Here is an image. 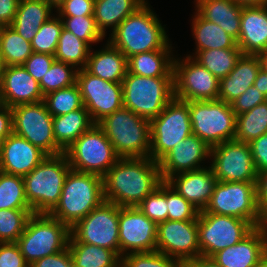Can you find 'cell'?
Masks as SVG:
<instances>
[{
  "instance_id": "obj_49",
  "label": "cell",
  "mask_w": 267,
  "mask_h": 267,
  "mask_svg": "<svg viewBox=\"0 0 267 267\" xmlns=\"http://www.w3.org/2000/svg\"><path fill=\"white\" fill-rule=\"evenodd\" d=\"M267 100L259 90L255 89L254 85H251L245 93L240 95L235 101L231 103L232 110L235 115H240L253 109L258 104H261Z\"/></svg>"
},
{
  "instance_id": "obj_23",
  "label": "cell",
  "mask_w": 267,
  "mask_h": 267,
  "mask_svg": "<svg viewBox=\"0 0 267 267\" xmlns=\"http://www.w3.org/2000/svg\"><path fill=\"white\" fill-rule=\"evenodd\" d=\"M0 93L4 105L11 108L44 100L39 83L22 65L3 67L0 75Z\"/></svg>"
},
{
  "instance_id": "obj_45",
  "label": "cell",
  "mask_w": 267,
  "mask_h": 267,
  "mask_svg": "<svg viewBox=\"0 0 267 267\" xmlns=\"http://www.w3.org/2000/svg\"><path fill=\"white\" fill-rule=\"evenodd\" d=\"M140 211L155 224L167 220V183L163 181L151 194L137 205Z\"/></svg>"
},
{
  "instance_id": "obj_50",
  "label": "cell",
  "mask_w": 267,
  "mask_h": 267,
  "mask_svg": "<svg viewBox=\"0 0 267 267\" xmlns=\"http://www.w3.org/2000/svg\"><path fill=\"white\" fill-rule=\"evenodd\" d=\"M95 0H64L57 8L58 16L94 15Z\"/></svg>"
},
{
  "instance_id": "obj_24",
  "label": "cell",
  "mask_w": 267,
  "mask_h": 267,
  "mask_svg": "<svg viewBox=\"0 0 267 267\" xmlns=\"http://www.w3.org/2000/svg\"><path fill=\"white\" fill-rule=\"evenodd\" d=\"M218 182L210 166L175 174L166 180L178 194L192 203L199 211L208 205Z\"/></svg>"
},
{
  "instance_id": "obj_21",
  "label": "cell",
  "mask_w": 267,
  "mask_h": 267,
  "mask_svg": "<svg viewBox=\"0 0 267 267\" xmlns=\"http://www.w3.org/2000/svg\"><path fill=\"white\" fill-rule=\"evenodd\" d=\"M48 155L27 139L12 133L0 144L1 172L25 176Z\"/></svg>"
},
{
  "instance_id": "obj_56",
  "label": "cell",
  "mask_w": 267,
  "mask_h": 267,
  "mask_svg": "<svg viewBox=\"0 0 267 267\" xmlns=\"http://www.w3.org/2000/svg\"><path fill=\"white\" fill-rule=\"evenodd\" d=\"M13 133L12 108L5 106L0 111V144Z\"/></svg>"
},
{
  "instance_id": "obj_43",
  "label": "cell",
  "mask_w": 267,
  "mask_h": 267,
  "mask_svg": "<svg viewBox=\"0 0 267 267\" xmlns=\"http://www.w3.org/2000/svg\"><path fill=\"white\" fill-rule=\"evenodd\" d=\"M62 29V19L57 14L53 15L41 25L33 37V52L54 55Z\"/></svg>"
},
{
  "instance_id": "obj_33",
  "label": "cell",
  "mask_w": 267,
  "mask_h": 267,
  "mask_svg": "<svg viewBox=\"0 0 267 267\" xmlns=\"http://www.w3.org/2000/svg\"><path fill=\"white\" fill-rule=\"evenodd\" d=\"M94 124L84 106L68 114L55 116L53 117L55 143L65 152L75 140Z\"/></svg>"
},
{
  "instance_id": "obj_41",
  "label": "cell",
  "mask_w": 267,
  "mask_h": 267,
  "mask_svg": "<svg viewBox=\"0 0 267 267\" xmlns=\"http://www.w3.org/2000/svg\"><path fill=\"white\" fill-rule=\"evenodd\" d=\"M77 72L78 70L74 66L55 60L39 82L43 96L74 85L77 81Z\"/></svg>"
},
{
  "instance_id": "obj_6",
  "label": "cell",
  "mask_w": 267,
  "mask_h": 267,
  "mask_svg": "<svg viewBox=\"0 0 267 267\" xmlns=\"http://www.w3.org/2000/svg\"><path fill=\"white\" fill-rule=\"evenodd\" d=\"M71 228L49 214H32L24 232L15 242L25 262H33L56 254L68 247Z\"/></svg>"
},
{
  "instance_id": "obj_58",
  "label": "cell",
  "mask_w": 267,
  "mask_h": 267,
  "mask_svg": "<svg viewBox=\"0 0 267 267\" xmlns=\"http://www.w3.org/2000/svg\"><path fill=\"white\" fill-rule=\"evenodd\" d=\"M254 86L255 89L267 97V71L263 68L259 70L257 78L254 81Z\"/></svg>"
},
{
  "instance_id": "obj_29",
  "label": "cell",
  "mask_w": 267,
  "mask_h": 267,
  "mask_svg": "<svg viewBox=\"0 0 267 267\" xmlns=\"http://www.w3.org/2000/svg\"><path fill=\"white\" fill-rule=\"evenodd\" d=\"M55 12L45 0H20L10 26L25 40L31 42L37 30L55 15Z\"/></svg>"
},
{
  "instance_id": "obj_19",
  "label": "cell",
  "mask_w": 267,
  "mask_h": 267,
  "mask_svg": "<svg viewBox=\"0 0 267 267\" xmlns=\"http://www.w3.org/2000/svg\"><path fill=\"white\" fill-rule=\"evenodd\" d=\"M156 250L181 263L200 256L197 220H166L157 225Z\"/></svg>"
},
{
  "instance_id": "obj_53",
  "label": "cell",
  "mask_w": 267,
  "mask_h": 267,
  "mask_svg": "<svg viewBox=\"0 0 267 267\" xmlns=\"http://www.w3.org/2000/svg\"><path fill=\"white\" fill-rule=\"evenodd\" d=\"M72 263L70 249L67 247L63 251L33 262L29 267H71Z\"/></svg>"
},
{
  "instance_id": "obj_8",
  "label": "cell",
  "mask_w": 267,
  "mask_h": 267,
  "mask_svg": "<svg viewBox=\"0 0 267 267\" xmlns=\"http://www.w3.org/2000/svg\"><path fill=\"white\" fill-rule=\"evenodd\" d=\"M192 133L210 148L234 140L236 115L231 104L223 100L189 101Z\"/></svg>"
},
{
  "instance_id": "obj_30",
  "label": "cell",
  "mask_w": 267,
  "mask_h": 267,
  "mask_svg": "<svg viewBox=\"0 0 267 267\" xmlns=\"http://www.w3.org/2000/svg\"><path fill=\"white\" fill-rule=\"evenodd\" d=\"M175 50H153L127 59L128 72L144 77L173 78Z\"/></svg>"
},
{
  "instance_id": "obj_28",
  "label": "cell",
  "mask_w": 267,
  "mask_h": 267,
  "mask_svg": "<svg viewBox=\"0 0 267 267\" xmlns=\"http://www.w3.org/2000/svg\"><path fill=\"white\" fill-rule=\"evenodd\" d=\"M193 10L203 19L220 25L238 41L240 34L242 5L234 0H193Z\"/></svg>"
},
{
  "instance_id": "obj_10",
  "label": "cell",
  "mask_w": 267,
  "mask_h": 267,
  "mask_svg": "<svg viewBox=\"0 0 267 267\" xmlns=\"http://www.w3.org/2000/svg\"><path fill=\"white\" fill-rule=\"evenodd\" d=\"M204 211L246 220L254 228L267 224L258 208L256 182L218 181Z\"/></svg>"
},
{
  "instance_id": "obj_16",
  "label": "cell",
  "mask_w": 267,
  "mask_h": 267,
  "mask_svg": "<svg viewBox=\"0 0 267 267\" xmlns=\"http://www.w3.org/2000/svg\"><path fill=\"white\" fill-rule=\"evenodd\" d=\"M209 166L218 181L257 182L249 143L234 139L212 147Z\"/></svg>"
},
{
  "instance_id": "obj_9",
  "label": "cell",
  "mask_w": 267,
  "mask_h": 267,
  "mask_svg": "<svg viewBox=\"0 0 267 267\" xmlns=\"http://www.w3.org/2000/svg\"><path fill=\"white\" fill-rule=\"evenodd\" d=\"M64 153L71 169L102 178L120 159L98 124L85 131Z\"/></svg>"
},
{
  "instance_id": "obj_64",
  "label": "cell",
  "mask_w": 267,
  "mask_h": 267,
  "mask_svg": "<svg viewBox=\"0 0 267 267\" xmlns=\"http://www.w3.org/2000/svg\"><path fill=\"white\" fill-rule=\"evenodd\" d=\"M2 69H3V66H2L1 59H0V75H1Z\"/></svg>"
},
{
  "instance_id": "obj_36",
  "label": "cell",
  "mask_w": 267,
  "mask_h": 267,
  "mask_svg": "<svg viewBox=\"0 0 267 267\" xmlns=\"http://www.w3.org/2000/svg\"><path fill=\"white\" fill-rule=\"evenodd\" d=\"M32 53L31 42L11 26L0 27V59L3 67L23 65Z\"/></svg>"
},
{
  "instance_id": "obj_22",
  "label": "cell",
  "mask_w": 267,
  "mask_h": 267,
  "mask_svg": "<svg viewBox=\"0 0 267 267\" xmlns=\"http://www.w3.org/2000/svg\"><path fill=\"white\" fill-rule=\"evenodd\" d=\"M267 254V224L255 227L240 242L218 251L212 259L221 267H254Z\"/></svg>"
},
{
  "instance_id": "obj_48",
  "label": "cell",
  "mask_w": 267,
  "mask_h": 267,
  "mask_svg": "<svg viewBox=\"0 0 267 267\" xmlns=\"http://www.w3.org/2000/svg\"><path fill=\"white\" fill-rule=\"evenodd\" d=\"M55 60L54 55L33 52L22 66L39 83Z\"/></svg>"
},
{
  "instance_id": "obj_1",
  "label": "cell",
  "mask_w": 267,
  "mask_h": 267,
  "mask_svg": "<svg viewBox=\"0 0 267 267\" xmlns=\"http://www.w3.org/2000/svg\"><path fill=\"white\" fill-rule=\"evenodd\" d=\"M162 182L159 162L150 157L120 158L103 177L104 199L119 207L137 206Z\"/></svg>"
},
{
  "instance_id": "obj_42",
  "label": "cell",
  "mask_w": 267,
  "mask_h": 267,
  "mask_svg": "<svg viewBox=\"0 0 267 267\" xmlns=\"http://www.w3.org/2000/svg\"><path fill=\"white\" fill-rule=\"evenodd\" d=\"M32 214L31 209H0V243L16 242Z\"/></svg>"
},
{
  "instance_id": "obj_40",
  "label": "cell",
  "mask_w": 267,
  "mask_h": 267,
  "mask_svg": "<svg viewBox=\"0 0 267 267\" xmlns=\"http://www.w3.org/2000/svg\"><path fill=\"white\" fill-rule=\"evenodd\" d=\"M43 101L48 112L53 117L68 114L83 107L81 92L77 83L70 87L47 93Z\"/></svg>"
},
{
  "instance_id": "obj_38",
  "label": "cell",
  "mask_w": 267,
  "mask_h": 267,
  "mask_svg": "<svg viewBox=\"0 0 267 267\" xmlns=\"http://www.w3.org/2000/svg\"><path fill=\"white\" fill-rule=\"evenodd\" d=\"M267 133V100L253 109L236 115L235 140L250 143Z\"/></svg>"
},
{
  "instance_id": "obj_26",
  "label": "cell",
  "mask_w": 267,
  "mask_h": 267,
  "mask_svg": "<svg viewBox=\"0 0 267 267\" xmlns=\"http://www.w3.org/2000/svg\"><path fill=\"white\" fill-rule=\"evenodd\" d=\"M261 68L258 55H241L229 75L219 80L218 99L231 104L254 85Z\"/></svg>"
},
{
  "instance_id": "obj_14",
  "label": "cell",
  "mask_w": 267,
  "mask_h": 267,
  "mask_svg": "<svg viewBox=\"0 0 267 267\" xmlns=\"http://www.w3.org/2000/svg\"><path fill=\"white\" fill-rule=\"evenodd\" d=\"M13 133L27 139L47 155L64 151L55 143L53 116L44 101L12 107Z\"/></svg>"
},
{
  "instance_id": "obj_59",
  "label": "cell",
  "mask_w": 267,
  "mask_h": 267,
  "mask_svg": "<svg viewBox=\"0 0 267 267\" xmlns=\"http://www.w3.org/2000/svg\"><path fill=\"white\" fill-rule=\"evenodd\" d=\"M234 1L242 6L267 5V0H234Z\"/></svg>"
},
{
  "instance_id": "obj_46",
  "label": "cell",
  "mask_w": 267,
  "mask_h": 267,
  "mask_svg": "<svg viewBox=\"0 0 267 267\" xmlns=\"http://www.w3.org/2000/svg\"><path fill=\"white\" fill-rule=\"evenodd\" d=\"M124 267H182V263L159 251L129 253L121 257Z\"/></svg>"
},
{
  "instance_id": "obj_39",
  "label": "cell",
  "mask_w": 267,
  "mask_h": 267,
  "mask_svg": "<svg viewBox=\"0 0 267 267\" xmlns=\"http://www.w3.org/2000/svg\"><path fill=\"white\" fill-rule=\"evenodd\" d=\"M0 209H31L22 176L0 171Z\"/></svg>"
},
{
  "instance_id": "obj_55",
  "label": "cell",
  "mask_w": 267,
  "mask_h": 267,
  "mask_svg": "<svg viewBox=\"0 0 267 267\" xmlns=\"http://www.w3.org/2000/svg\"><path fill=\"white\" fill-rule=\"evenodd\" d=\"M20 0H0V27L10 26L15 18Z\"/></svg>"
},
{
  "instance_id": "obj_44",
  "label": "cell",
  "mask_w": 267,
  "mask_h": 267,
  "mask_svg": "<svg viewBox=\"0 0 267 267\" xmlns=\"http://www.w3.org/2000/svg\"><path fill=\"white\" fill-rule=\"evenodd\" d=\"M59 17L62 19L64 29L85 41L91 48L97 43H103V39L105 41V37L96 26L94 15Z\"/></svg>"
},
{
  "instance_id": "obj_17",
  "label": "cell",
  "mask_w": 267,
  "mask_h": 267,
  "mask_svg": "<svg viewBox=\"0 0 267 267\" xmlns=\"http://www.w3.org/2000/svg\"><path fill=\"white\" fill-rule=\"evenodd\" d=\"M76 83L80 88L83 106L95 124L123 107L122 83L105 81L85 68L78 70Z\"/></svg>"
},
{
  "instance_id": "obj_57",
  "label": "cell",
  "mask_w": 267,
  "mask_h": 267,
  "mask_svg": "<svg viewBox=\"0 0 267 267\" xmlns=\"http://www.w3.org/2000/svg\"><path fill=\"white\" fill-rule=\"evenodd\" d=\"M182 267H221L212 257L198 256L182 263Z\"/></svg>"
},
{
  "instance_id": "obj_2",
  "label": "cell",
  "mask_w": 267,
  "mask_h": 267,
  "mask_svg": "<svg viewBox=\"0 0 267 267\" xmlns=\"http://www.w3.org/2000/svg\"><path fill=\"white\" fill-rule=\"evenodd\" d=\"M147 0L126 17L107 37L108 41L129 57L153 50H174L166 24ZM162 22V23H161Z\"/></svg>"
},
{
  "instance_id": "obj_61",
  "label": "cell",
  "mask_w": 267,
  "mask_h": 267,
  "mask_svg": "<svg viewBox=\"0 0 267 267\" xmlns=\"http://www.w3.org/2000/svg\"><path fill=\"white\" fill-rule=\"evenodd\" d=\"M48 4H50L55 10L56 8L64 1V0H45Z\"/></svg>"
},
{
  "instance_id": "obj_60",
  "label": "cell",
  "mask_w": 267,
  "mask_h": 267,
  "mask_svg": "<svg viewBox=\"0 0 267 267\" xmlns=\"http://www.w3.org/2000/svg\"><path fill=\"white\" fill-rule=\"evenodd\" d=\"M261 60V67L267 71V50L258 55Z\"/></svg>"
},
{
  "instance_id": "obj_37",
  "label": "cell",
  "mask_w": 267,
  "mask_h": 267,
  "mask_svg": "<svg viewBox=\"0 0 267 267\" xmlns=\"http://www.w3.org/2000/svg\"><path fill=\"white\" fill-rule=\"evenodd\" d=\"M91 47L72 32L62 29L54 54L56 61L74 66L77 70L86 67Z\"/></svg>"
},
{
  "instance_id": "obj_51",
  "label": "cell",
  "mask_w": 267,
  "mask_h": 267,
  "mask_svg": "<svg viewBox=\"0 0 267 267\" xmlns=\"http://www.w3.org/2000/svg\"><path fill=\"white\" fill-rule=\"evenodd\" d=\"M0 267H29L15 242L0 243Z\"/></svg>"
},
{
  "instance_id": "obj_47",
  "label": "cell",
  "mask_w": 267,
  "mask_h": 267,
  "mask_svg": "<svg viewBox=\"0 0 267 267\" xmlns=\"http://www.w3.org/2000/svg\"><path fill=\"white\" fill-rule=\"evenodd\" d=\"M168 220H197L199 209L167 184Z\"/></svg>"
},
{
  "instance_id": "obj_4",
  "label": "cell",
  "mask_w": 267,
  "mask_h": 267,
  "mask_svg": "<svg viewBox=\"0 0 267 267\" xmlns=\"http://www.w3.org/2000/svg\"><path fill=\"white\" fill-rule=\"evenodd\" d=\"M70 169L63 152L48 155L29 174L23 176L26 199L34 214H49L55 208Z\"/></svg>"
},
{
  "instance_id": "obj_31",
  "label": "cell",
  "mask_w": 267,
  "mask_h": 267,
  "mask_svg": "<svg viewBox=\"0 0 267 267\" xmlns=\"http://www.w3.org/2000/svg\"><path fill=\"white\" fill-rule=\"evenodd\" d=\"M146 1L147 0H95L94 19L98 30L106 38L126 17L134 13Z\"/></svg>"
},
{
  "instance_id": "obj_63",
  "label": "cell",
  "mask_w": 267,
  "mask_h": 267,
  "mask_svg": "<svg viewBox=\"0 0 267 267\" xmlns=\"http://www.w3.org/2000/svg\"><path fill=\"white\" fill-rule=\"evenodd\" d=\"M5 107L4 102H3V98L2 95L0 93V111Z\"/></svg>"
},
{
  "instance_id": "obj_27",
  "label": "cell",
  "mask_w": 267,
  "mask_h": 267,
  "mask_svg": "<svg viewBox=\"0 0 267 267\" xmlns=\"http://www.w3.org/2000/svg\"><path fill=\"white\" fill-rule=\"evenodd\" d=\"M100 46L96 50L91 48L85 69L105 81L122 83L128 71L126 56L107 38Z\"/></svg>"
},
{
  "instance_id": "obj_35",
  "label": "cell",
  "mask_w": 267,
  "mask_h": 267,
  "mask_svg": "<svg viewBox=\"0 0 267 267\" xmlns=\"http://www.w3.org/2000/svg\"><path fill=\"white\" fill-rule=\"evenodd\" d=\"M73 264L77 267H117L121 258L105 247L86 243H68Z\"/></svg>"
},
{
  "instance_id": "obj_25",
  "label": "cell",
  "mask_w": 267,
  "mask_h": 267,
  "mask_svg": "<svg viewBox=\"0 0 267 267\" xmlns=\"http://www.w3.org/2000/svg\"><path fill=\"white\" fill-rule=\"evenodd\" d=\"M237 46L242 55H259L267 50V5L242 7Z\"/></svg>"
},
{
  "instance_id": "obj_5",
  "label": "cell",
  "mask_w": 267,
  "mask_h": 267,
  "mask_svg": "<svg viewBox=\"0 0 267 267\" xmlns=\"http://www.w3.org/2000/svg\"><path fill=\"white\" fill-rule=\"evenodd\" d=\"M98 125L120 158L150 157V121L122 107Z\"/></svg>"
},
{
  "instance_id": "obj_18",
  "label": "cell",
  "mask_w": 267,
  "mask_h": 267,
  "mask_svg": "<svg viewBox=\"0 0 267 267\" xmlns=\"http://www.w3.org/2000/svg\"><path fill=\"white\" fill-rule=\"evenodd\" d=\"M120 258L129 253L156 251L157 224L137 206L119 207Z\"/></svg>"
},
{
  "instance_id": "obj_32",
  "label": "cell",
  "mask_w": 267,
  "mask_h": 267,
  "mask_svg": "<svg viewBox=\"0 0 267 267\" xmlns=\"http://www.w3.org/2000/svg\"><path fill=\"white\" fill-rule=\"evenodd\" d=\"M191 16V36L195 40L192 51L238 48L237 41L220 25L203 19L196 11Z\"/></svg>"
},
{
  "instance_id": "obj_52",
  "label": "cell",
  "mask_w": 267,
  "mask_h": 267,
  "mask_svg": "<svg viewBox=\"0 0 267 267\" xmlns=\"http://www.w3.org/2000/svg\"><path fill=\"white\" fill-rule=\"evenodd\" d=\"M257 173L267 171V133L249 143Z\"/></svg>"
},
{
  "instance_id": "obj_3",
  "label": "cell",
  "mask_w": 267,
  "mask_h": 267,
  "mask_svg": "<svg viewBox=\"0 0 267 267\" xmlns=\"http://www.w3.org/2000/svg\"><path fill=\"white\" fill-rule=\"evenodd\" d=\"M104 201L102 177L70 169L59 202L49 215L71 228Z\"/></svg>"
},
{
  "instance_id": "obj_13",
  "label": "cell",
  "mask_w": 267,
  "mask_h": 267,
  "mask_svg": "<svg viewBox=\"0 0 267 267\" xmlns=\"http://www.w3.org/2000/svg\"><path fill=\"white\" fill-rule=\"evenodd\" d=\"M200 256L215 253L240 242L254 227L246 220L201 210L197 218Z\"/></svg>"
},
{
  "instance_id": "obj_12",
  "label": "cell",
  "mask_w": 267,
  "mask_h": 267,
  "mask_svg": "<svg viewBox=\"0 0 267 267\" xmlns=\"http://www.w3.org/2000/svg\"><path fill=\"white\" fill-rule=\"evenodd\" d=\"M119 206L104 201L71 227L69 243H86L113 250L120 257Z\"/></svg>"
},
{
  "instance_id": "obj_54",
  "label": "cell",
  "mask_w": 267,
  "mask_h": 267,
  "mask_svg": "<svg viewBox=\"0 0 267 267\" xmlns=\"http://www.w3.org/2000/svg\"><path fill=\"white\" fill-rule=\"evenodd\" d=\"M256 190L258 208L261 216L267 223V171L258 174Z\"/></svg>"
},
{
  "instance_id": "obj_34",
  "label": "cell",
  "mask_w": 267,
  "mask_h": 267,
  "mask_svg": "<svg viewBox=\"0 0 267 267\" xmlns=\"http://www.w3.org/2000/svg\"><path fill=\"white\" fill-rule=\"evenodd\" d=\"M189 53V54H188ZM192 57L201 66L205 67L218 80L225 78L234 69L237 60L241 57V49H209L187 52L184 54Z\"/></svg>"
},
{
  "instance_id": "obj_11",
  "label": "cell",
  "mask_w": 267,
  "mask_h": 267,
  "mask_svg": "<svg viewBox=\"0 0 267 267\" xmlns=\"http://www.w3.org/2000/svg\"><path fill=\"white\" fill-rule=\"evenodd\" d=\"M192 134L188 101L173 98L163 111L150 121V158L159 162L177 144Z\"/></svg>"
},
{
  "instance_id": "obj_7",
  "label": "cell",
  "mask_w": 267,
  "mask_h": 267,
  "mask_svg": "<svg viewBox=\"0 0 267 267\" xmlns=\"http://www.w3.org/2000/svg\"><path fill=\"white\" fill-rule=\"evenodd\" d=\"M122 88L123 107L149 121L174 98L173 78L144 77L127 71Z\"/></svg>"
},
{
  "instance_id": "obj_15",
  "label": "cell",
  "mask_w": 267,
  "mask_h": 267,
  "mask_svg": "<svg viewBox=\"0 0 267 267\" xmlns=\"http://www.w3.org/2000/svg\"><path fill=\"white\" fill-rule=\"evenodd\" d=\"M175 55L174 97L183 101L217 100L219 80L192 57Z\"/></svg>"
},
{
  "instance_id": "obj_62",
  "label": "cell",
  "mask_w": 267,
  "mask_h": 267,
  "mask_svg": "<svg viewBox=\"0 0 267 267\" xmlns=\"http://www.w3.org/2000/svg\"><path fill=\"white\" fill-rule=\"evenodd\" d=\"M254 267H267V254Z\"/></svg>"
},
{
  "instance_id": "obj_20",
  "label": "cell",
  "mask_w": 267,
  "mask_h": 267,
  "mask_svg": "<svg viewBox=\"0 0 267 267\" xmlns=\"http://www.w3.org/2000/svg\"><path fill=\"white\" fill-rule=\"evenodd\" d=\"M210 153L211 148L192 133L159 161L162 180L166 181L169 177L178 173L209 166Z\"/></svg>"
}]
</instances>
